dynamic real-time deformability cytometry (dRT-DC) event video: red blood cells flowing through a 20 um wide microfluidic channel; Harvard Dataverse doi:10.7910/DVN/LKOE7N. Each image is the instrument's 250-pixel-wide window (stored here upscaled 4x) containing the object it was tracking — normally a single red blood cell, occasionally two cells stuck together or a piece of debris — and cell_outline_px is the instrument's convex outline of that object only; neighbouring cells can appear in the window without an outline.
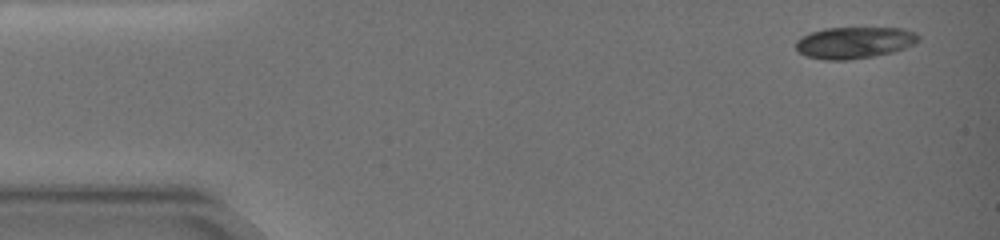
{"species": "common noctule bat (a hibernating species)", "species_latin": "Nyctalus noctula", "temperature_condition": "warm", "stored_images_in_passage": 7, "camera_frame_rate_fps": 3000, "um_per_image_px": 0.085, "animal": {"sex": "female", "body_mass_g": 19.0, "forearm_length_mm": 51.5}, "frame": {"image": 1, "passage_image": 1, "time_ms": 0.0, "image_size_px": [1000, 240], "cell_outline_px": [[920, 40], [916, 44], [892, 52], [872, 56], [848, 60], [824, 60], [804, 56], [796, 48], [796, 40], [812, 32], [824, 28], [904, 28], [916, 32], [920, 36]], "centroid_in_image_um": [72.65, 3.62], "position_along_channel_um": 12.3, "area_um2": 22.66}}
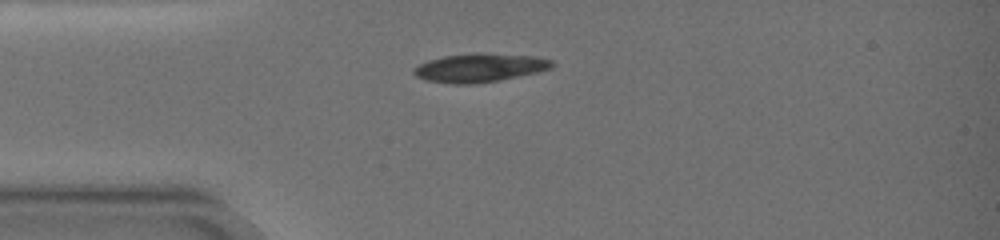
{"frame": {"image": 2, "passage_image": 5, "time_ms": 3.667, "image_size_px": [1000, 240], "cell_outline_px": [[556, 64], [552, 68], [536, 72], [500, 80], [476, 84], [448, 84], [424, 80], [416, 76], [412, 72], [412, 68], [428, 60], [444, 56], [476, 52], [480, 52], [536, 56], [552, 60]], "centroid_in_image_um": [40.76, 5.75], "position_along_channel_um": 44.2, "area_um2": 23.41}}